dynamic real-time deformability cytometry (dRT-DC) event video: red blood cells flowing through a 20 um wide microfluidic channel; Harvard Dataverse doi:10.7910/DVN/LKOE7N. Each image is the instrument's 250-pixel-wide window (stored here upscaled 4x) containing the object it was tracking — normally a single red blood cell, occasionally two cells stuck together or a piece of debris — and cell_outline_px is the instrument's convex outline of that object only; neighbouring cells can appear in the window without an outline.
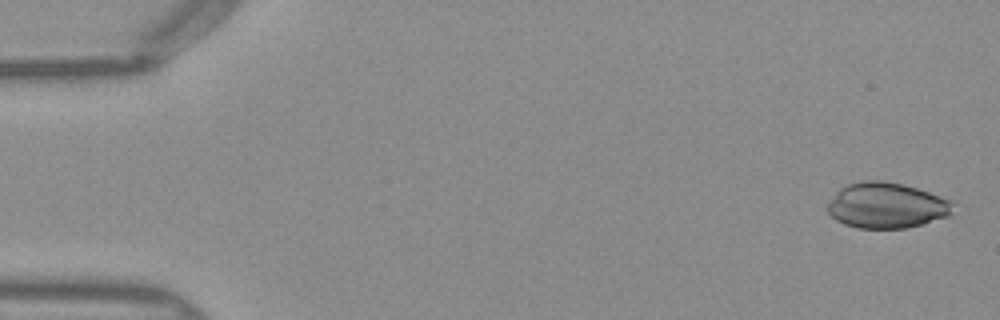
{"species": "Egyptian fruit bat (a non-hibernating species)", "species_latin": "Rousettus aegyptiacus", "temperature_condition": "warm", "stored_images_in_passage": 46, "camera_frame_rate_fps": 3000, "um_per_image_px": 0.085, "frame": {"image": 1, "passage_image": 1, "time_ms": 0.0, "image_size_px": [1000, 320], "cell_outline_px": [[952, 212], [948, 216], [920, 224], [904, 228], [860, 228], [844, 224], [836, 220], [828, 212], [828, 204], [836, 192], [844, 184], [860, 180], [884, 180], [904, 184], [928, 192], [948, 200], [952, 204]], "centroid_in_image_um": [75.3, 17.44], "position_along_channel_um": 9.7, "area_um2": 33.12}}
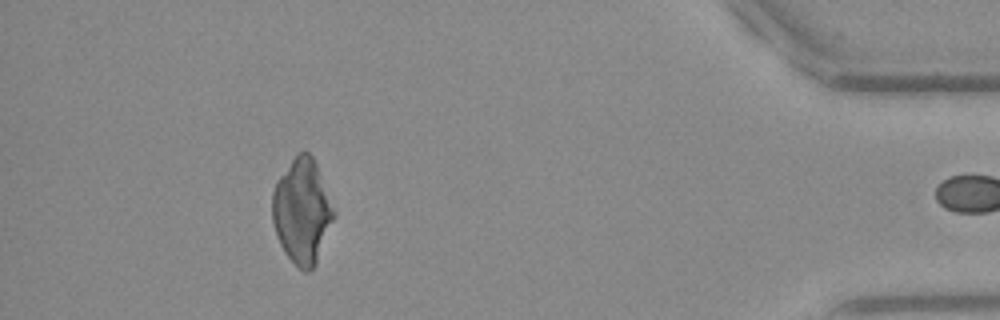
{"frame": {"image": 2, "passage_image": 45, "time_ms": 14.667, "image_size_px": [1000, 320], "cell_outline_px": [[336, 216], [316, 264], [308, 272], [304, 272], [288, 256], [280, 244], [276, 236], [272, 220], [272, 192], [276, 180], [292, 160], [300, 152], [308, 152], [312, 156], [316, 164]], "centroid_in_image_um": [25.66, 17.98], "position_along_channel_um": 409.5, "area_um2": 37.17}}